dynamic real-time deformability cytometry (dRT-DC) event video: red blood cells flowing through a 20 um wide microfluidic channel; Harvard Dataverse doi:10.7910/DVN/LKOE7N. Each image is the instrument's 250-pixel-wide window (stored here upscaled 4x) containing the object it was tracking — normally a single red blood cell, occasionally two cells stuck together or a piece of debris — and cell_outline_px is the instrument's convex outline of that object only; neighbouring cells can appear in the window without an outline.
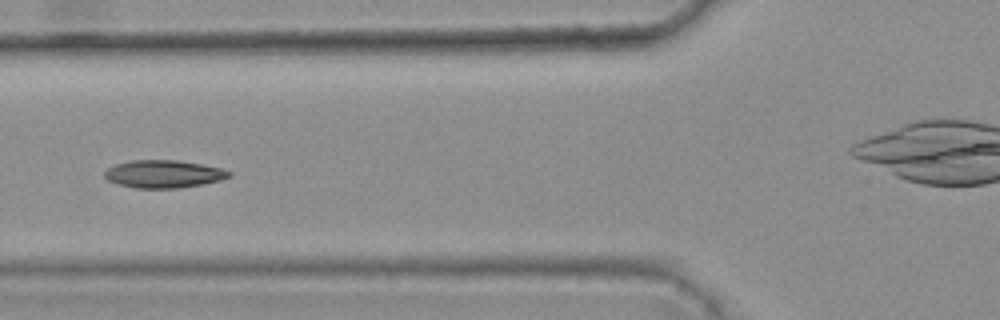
{"species": "common noctule bat (a hibernating species)", "species_latin": "Nyctalus noctula", "temperature_condition": "warm", "stored_images_in_passage": 5, "camera_frame_rate_fps": 3000, "um_per_image_px": 0.085, "animal": {"sex": "female", "body_mass_g": 25.1}, "frame": {"image": 1, "passage_image": 5, "time_ms": 1.333, "image_size_px": [1000, 320], "cell_outline_px": [[232, 176], [220, 180], [204, 184], [180, 188], [136, 188], [116, 184], [108, 180], [104, 176], [104, 172], [108, 168], [116, 164], [132, 160], [176, 160], [204, 164], [220, 168], [232, 172]], "centroid_in_image_um": [13.92, 14.79], "position_along_channel_um": 111.9, "area_um2": 20.23}}